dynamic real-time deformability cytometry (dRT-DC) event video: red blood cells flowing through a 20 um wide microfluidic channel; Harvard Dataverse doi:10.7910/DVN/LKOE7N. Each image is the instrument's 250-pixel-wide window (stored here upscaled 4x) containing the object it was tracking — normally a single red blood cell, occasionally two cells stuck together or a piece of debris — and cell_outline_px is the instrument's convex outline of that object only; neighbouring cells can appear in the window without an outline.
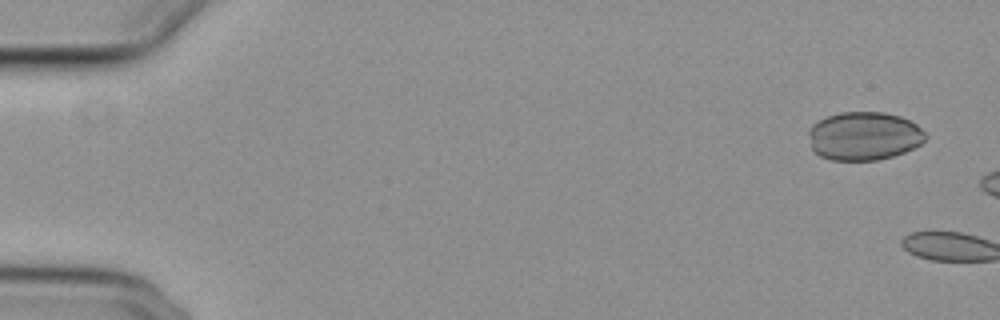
{"species": "common noctule bat (a hibernating species)", "species_latin": "Nyctalus noctula", "temperature_condition": "cold", "stored_images_in_passage": 5, "camera_frame_rate_fps": 3000, "um_per_image_px": 0.085, "animal": {"sex": "female", "body_mass_g": 29.2, "forearm_length_mm": 56.3}, "frame": {"image": 1, "passage_image": 3, "time_ms": 0.667, "image_size_px": [1000, 320], "cell_outline_px": [[928, 136], [920, 144], [904, 152], [892, 156], [876, 160], [832, 160], [820, 156], [812, 148], [808, 136], [808, 128], [812, 124], [828, 116], [840, 112], [884, 112], [900, 116], [916, 124]], "centroid_in_image_um": [73.42, 11.55], "position_along_channel_um": 11.6, "area_um2": 32.95}}